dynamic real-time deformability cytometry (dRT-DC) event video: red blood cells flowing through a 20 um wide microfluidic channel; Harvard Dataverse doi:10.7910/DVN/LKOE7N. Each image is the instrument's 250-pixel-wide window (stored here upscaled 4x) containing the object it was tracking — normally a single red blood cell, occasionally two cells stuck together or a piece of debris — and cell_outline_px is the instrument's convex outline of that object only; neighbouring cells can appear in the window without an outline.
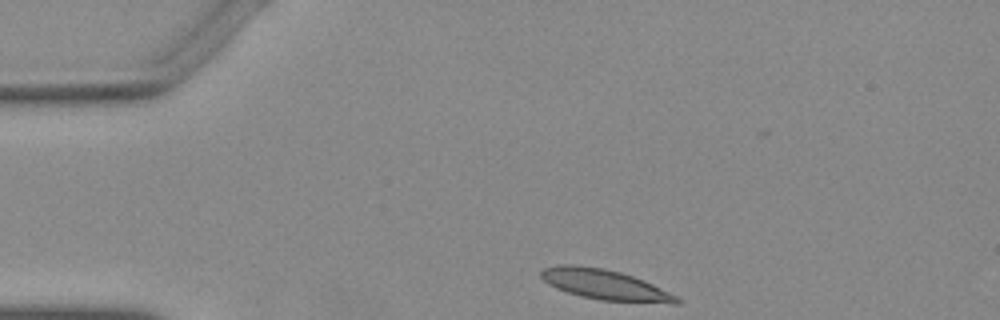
{"species": "Egyptian fruit bat (a non-hibernating species)", "species_latin": "Rousettus aegyptiacus", "temperature_condition": "warm", "stored_images_in_passage": 9, "camera_frame_rate_fps": 3000, "um_per_image_px": 0.085, "animal": {"sex": "female"}, "frame": {"image": 1, "passage_image": 1, "time_ms": 0.0, "image_size_px": [1000, 320], "cell_outline_px": [[680, 304], [672, 304], [600, 300], [580, 296], [556, 288], [548, 284], [540, 276], [540, 272], [544, 268], [556, 264], [576, 264], [604, 268], [620, 272], [644, 280], [680, 296]], "centroid_in_image_um": [51.46, 24.2], "position_along_channel_um": 33.5, "area_um2": 24.28}}
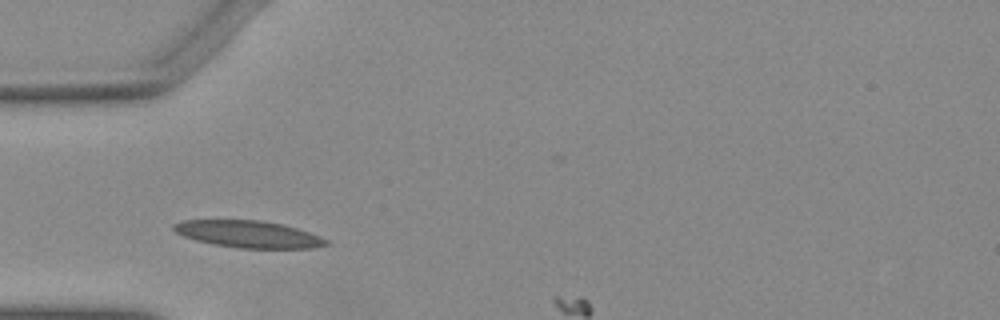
{"frame": {"image": 2, "passage_image": 7, "time_ms": 2.0, "image_size_px": [1000, 320], "cell_outline_px": [[328, 244], [312, 248], [236, 248], [212, 244], [196, 240], [184, 236], [176, 232], [172, 228], [172, 224], [180, 220], [260, 220], [280, 224], [296, 228], [320, 236], [328, 240]], "centroid_in_image_um": [21.07, 19.9], "position_along_channel_um": 63.9, "area_um2": 23.87}}